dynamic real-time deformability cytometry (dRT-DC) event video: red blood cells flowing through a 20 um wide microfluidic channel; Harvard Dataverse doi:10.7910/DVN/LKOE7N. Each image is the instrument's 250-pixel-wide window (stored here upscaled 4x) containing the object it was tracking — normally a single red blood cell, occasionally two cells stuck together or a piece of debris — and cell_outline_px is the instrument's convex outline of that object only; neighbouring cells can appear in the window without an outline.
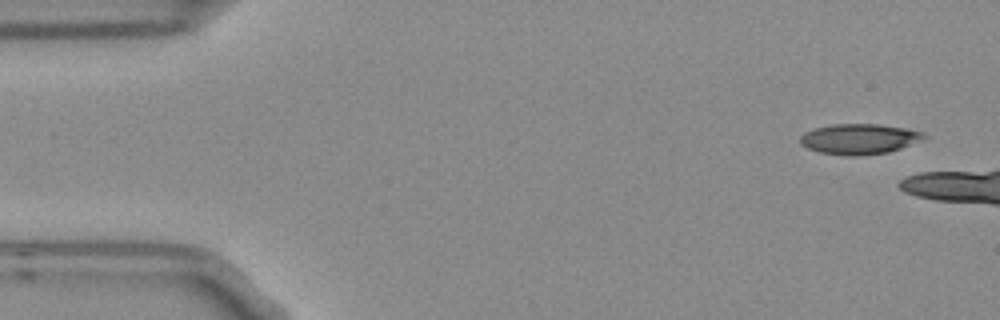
{"species": "Egyptian fruit bat (a non-hibernating species)", "species_latin": "Rousettus aegyptiacus", "temperature_condition": "room temperature", "stored_images_in_passage": 5, "segment_of_instrument_passage": [2, 2], "camera_frame_rate_fps": 3000, "um_per_image_px": 0.085, "frame": {"image": 1, "passage_image": 5, "time_ms": 1.333, "image_size_px": [1000, 320], "cell_outline_px": [[928, 136], [920, 140], [900, 148], [888, 152], [856, 156], [848, 156], [820, 152], [808, 148], [800, 144], [800, 136], [804, 132], [816, 128], [832, 124], [876, 124], [904, 128], [924, 132]], "centroid_in_image_um": [73.01, 11.81], "position_along_channel_um": 12.0, "area_um2": 21.73}}